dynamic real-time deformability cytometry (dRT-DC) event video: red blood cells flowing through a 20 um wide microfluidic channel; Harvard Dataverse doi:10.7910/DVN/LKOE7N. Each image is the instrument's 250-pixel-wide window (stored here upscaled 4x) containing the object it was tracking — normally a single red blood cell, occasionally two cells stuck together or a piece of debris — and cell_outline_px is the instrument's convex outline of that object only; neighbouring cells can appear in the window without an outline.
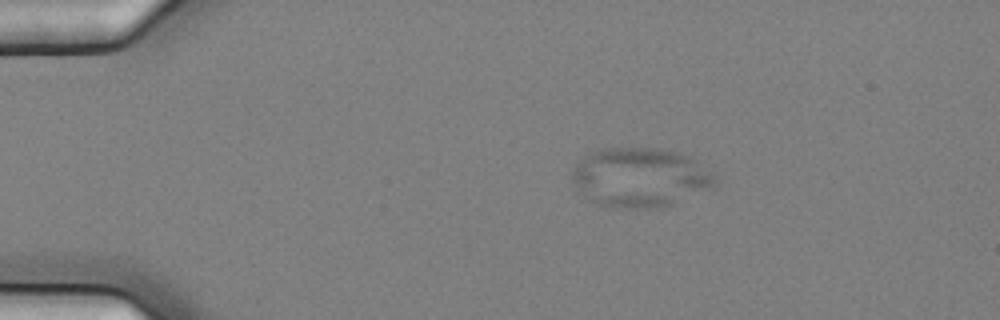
{"species": "common noctule bat (a hibernating species)", "species_latin": "Nyctalus noctula", "temperature_condition": "cold", "stored_images_in_passage": 40, "camera_frame_rate_fps": 3000, "um_per_image_px": 0.085, "animal": {"sex": "female", "body_mass_g": 25.1}, "frame": {"image": 1, "passage_image": 1, "time_ms": 0.0, "image_size_px": [1000, 320], "cell_outline_px": [[716, 188], [672, 204], [660, 208], [616, 208], [600, 204], [588, 200], [584, 196], [576, 184], [572, 176], [572, 172], [576, 164], [588, 152], [600, 148], [660, 148], [692, 156], [712, 172], [716, 176]], "centroid_in_image_um": [54.47, 15.08], "position_along_channel_um": 30.5, "area_um2": 49.94}}
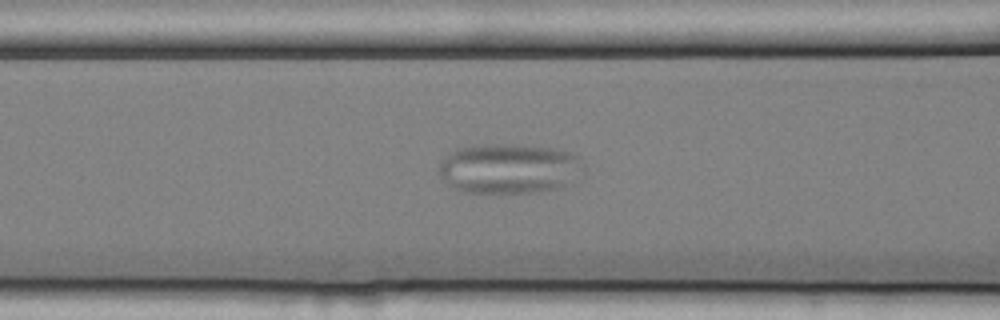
{"frame": {"image": 2, "passage_image": 14, "time_ms": 4.333, "image_size_px": [1000, 320], "cell_outline_px": [[584, 168], [560, 188], [536, 192], [464, 192], [452, 188], [440, 176], [440, 164], [448, 152], [456, 148], [476, 144], [488, 144], [552, 148], [572, 152], [580, 156], [584, 164]], "centroid_in_image_um": [43.24, 14.32], "position_along_channel_um": 123.4, "area_um2": 41.85}}
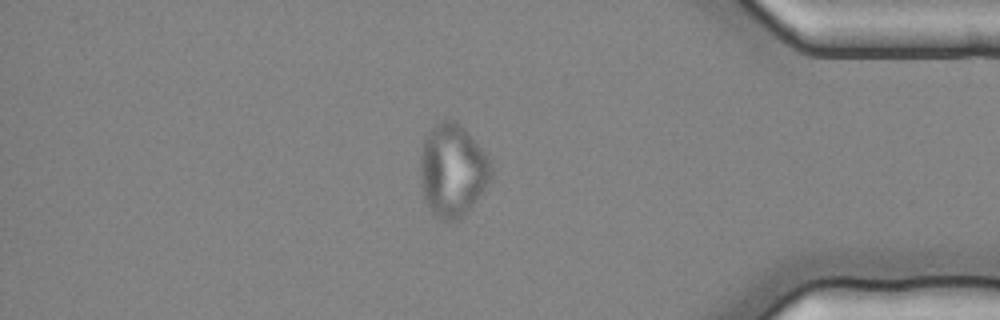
{"frame": {"image": 3, "passage_image": 39, "time_ms": 12.667, "image_size_px": [1000, 320], "cell_outline_px": [[492, 176], [484, 188], [468, 208], [456, 220], [444, 220], [436, 216], [428, 208], [424, 200], [420, 180], [420, 156], [424, 140], [432, 124], [440, 120], [456, 120], [464, 128], [484, 152], [492, 164]], "centroid_in_image_um": [38.42, 14.43], "position_along_channel_um": 396.8, "area_um2": 37.92}}